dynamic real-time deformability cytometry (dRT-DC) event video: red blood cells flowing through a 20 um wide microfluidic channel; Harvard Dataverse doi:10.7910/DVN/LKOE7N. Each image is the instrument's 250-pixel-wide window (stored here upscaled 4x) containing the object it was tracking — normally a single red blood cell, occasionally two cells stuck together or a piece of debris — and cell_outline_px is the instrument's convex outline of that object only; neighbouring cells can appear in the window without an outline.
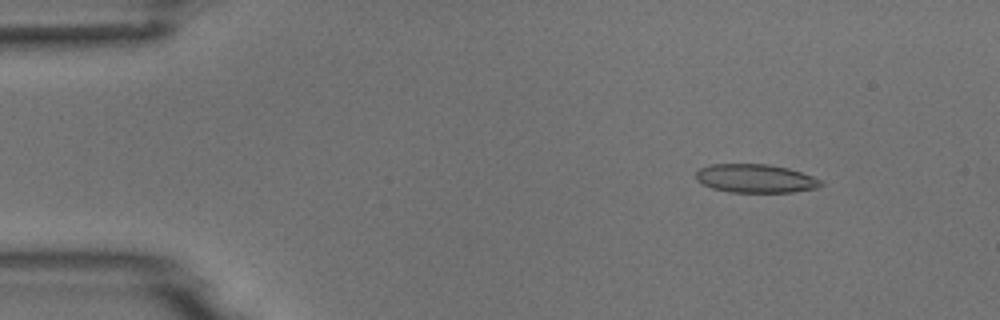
{"species": "common noctule bat (a hibernating species)", "species_latin": "Nyctalus noctula", "temperature_condition": "room temperature", "stored_images_in_passage": 7, "camera_frame_rate_fps": 3000, "um_per_image_px": 0.085, "animal": {"sex": "male", "body_mass_g": 18.8}, "frame": {"image": 1, "passage_image": 2, "time_ms": 1.0, "image_size_px": [1000, 320], "cell_outline_px": [[824, 184], [816, 188], [792, 192], [728, 192], [712, 188], [696, 180], [696, 172], [700, 168], [712, 164], [768, 164], [788, 168], [812, 176], [820, 180]], "centroid_in_image_um": [64.2, 15.17], "position_along_channel_um": 20.8, "area_um2": 20.69}}
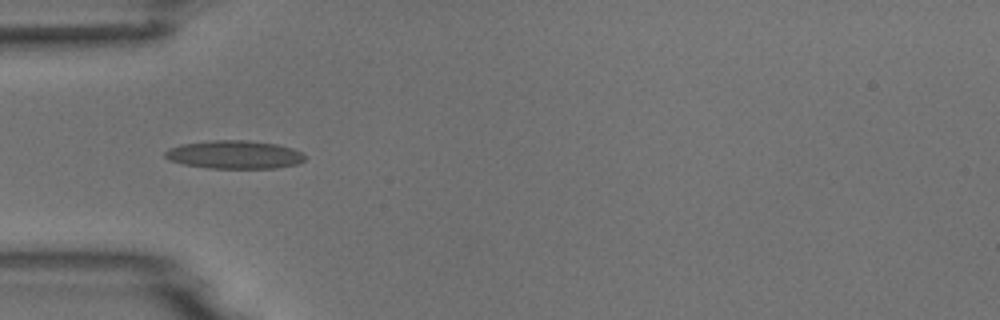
{"frame": {"image": 2, "passage_image": 5, "time_ms": 4.333, "image_size_px": [1000, 320], "cell_outline_px": [[304, 160], [296, 164], [276, 168], [208, 168], [184, 164], [168, 160], [164, 156], [164, 152], [168, 148], [180, 144], [212, 140], [248, 140], [276, 144], [292, 148], [300, 152], [304, 156]], "centroid_in_image_um": [19.87, 13.14], "position_along_channel_um": 65.1, "area_um2": 23.0}}